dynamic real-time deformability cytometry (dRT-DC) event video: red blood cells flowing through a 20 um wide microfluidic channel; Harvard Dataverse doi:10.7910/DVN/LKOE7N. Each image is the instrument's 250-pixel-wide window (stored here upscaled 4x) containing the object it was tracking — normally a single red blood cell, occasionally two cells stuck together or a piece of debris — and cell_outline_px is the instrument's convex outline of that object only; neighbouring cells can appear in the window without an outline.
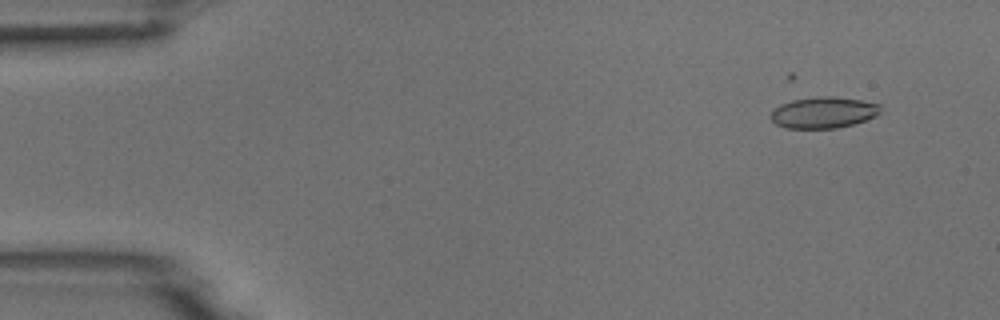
{"species": "common noctule bat (a hibernating species)", "species_latin": "Nyctalus noctula", "temperature_condition": "room temperature", "stored_images_in_passage": 6, "camera_frame_rate_fps": 3000, "um_per_image_px": 0.085, "animal": {"sex": "male", "body_mass_g": 18.8}, "frame": {"image": 1, "passage_image": 2, "time_ms": 0.333, "image_size_px": [1000, 320], "cell_outline_px": [[880, 112], [876, 116], [852, 124], [836, 128], [784, 128], [776, 124], [768, 116], [772, 108], [780, 104], [792, 100], [816, 96], [832, 96], [864, 100], [880, 104]], "centroid_in_image_um": [69.95, 9.55], "position_along_channel_um": 15.1, "area_um2": 20.23}}
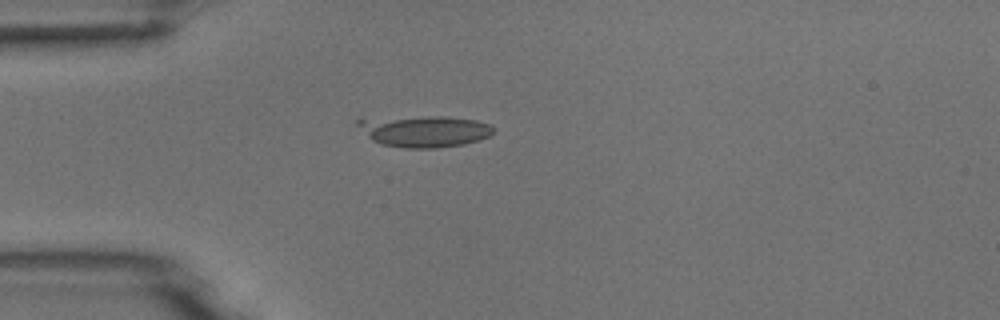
{"frame": {"image": 2, "passage_image": 5, "time_ms": 1.333, "image_size_px": [1000, 320], "cell_outline_px": [[496, 128], [488, 136], [464, 144], [436, 148], [404, 148], [380, 144], [372, 140], [356, 124], [356, 120], [360, 116], [444, 116], [476, 120], [492, 124]], "centroid_in_image_um": [35.97, 11.11], "position_along_channel_um": 49.0, "area_um2": 25.61}}